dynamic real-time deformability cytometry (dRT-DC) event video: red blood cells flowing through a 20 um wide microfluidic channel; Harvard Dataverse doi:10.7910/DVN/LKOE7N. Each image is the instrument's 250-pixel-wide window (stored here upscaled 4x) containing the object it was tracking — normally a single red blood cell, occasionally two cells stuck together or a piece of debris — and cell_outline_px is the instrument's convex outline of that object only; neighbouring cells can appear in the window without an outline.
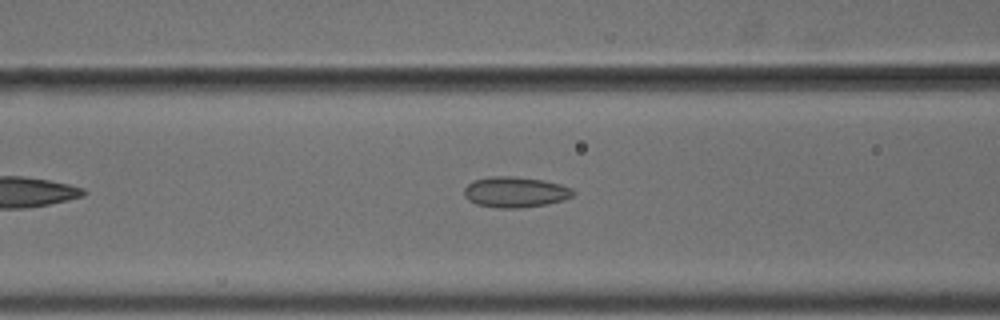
{"species": "common noctule bat (a hibernating species)", "species_latin": "Nyctalus noctula", "temperature_condition": "cold", "stored_images_in_passage": 12, "camera_frame_rate_fps": 3000, "um_per_image_px": 0.085, "animal": {"sex": "male", "body_mass_g": 18.8}, "frame": {"image": 1, "passage_image": 12, "time_ms": 3.667, "image_size_px": [1000, 320], "cell_outline_px": [[572, 196], [564, 200], [548, 204], [520, 208], [496, 208], [476, 204], [468, 200], [464, 196], [464, 188], [472, 180], [492, 176], [512, 176], [544, 180], [560, 184], [572, 188]], "centroid_in_image_um": [43.76, 16.33], "position_along_channel_um": 122.8, "area_um2": 19.59}}